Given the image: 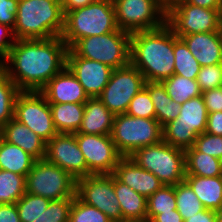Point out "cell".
Instances as JSON below:
<instances>
[{
  "label": "cell",
  "instance_id": "obj_3",
  "mask_svg": "<svg viewBox=\"0 0 222 222\" xmlns=\"http://www.w3.org/2000/svg\"><path fill=\"white\" fill-rule=\"evenodd\" d=\"M64 17L61 0H19L14 36L16 40L61 36Z\"/></svg>",
  "mask_w": 222,
  "mask_h": 222
},
{
  "label": "cell",
  "instance_id": "obj_7",
  "mask_svg": "<svg viewBox=\"0 0 222 222\" xmlns=\"http://www.w3.org/2000/svg\"><path fill=\"white\" fill-rule=\"evenodd\" d=\"M112 140L123 157H129L136 149L154 145L163 140L162 126L156 118L115 115Z\"/></svg>",
  "mask_w": 222,
  "mask_h": 222
},
{
  "label": "cell",
  "instance_id": "obj_30",
  "mask_svg": "<svg viewBox=\"0 0 222 222\" xmlns=\"http://www.w3.org/2000/svg\"><path fill=\"white\" fill-rule=\"evenodd\" d=\"M49 202L45 197L26 192L16 202L21 222H46V208Z\"/></svg>",
  "mask_w": 222,
  "mask_h": 222
},
{
  "label": "cell",
  "instance_id": "obj_37",
  "mask_svg": "<svg viewBox=\"0 0 222 222\" xmlns=\"http://www.w3.org/2000/svg\"><path fill=\"white\" fill-rule=\"evenodd\" d=\"M126 113L134 117L155 118V108L149 92L145 88L130 101Z\"/></svg>",
  "mask_w": 222,
  "mask_h": 222
},
{
  "label": "cell",
  "instance_id": "obj_5",
  "mask_svg": "<svg viewBox=\"0 0 222 222\" xmlns=\"http://www.w3.org/2000/svg\"><path fill=\"white\" fill-rule=\"evenodd\" d=\"M129 158L139 167L153 173L163 185L175 186L185 179V151L163 140L136 149Z\"/></svg>",
  "mask_w": 222,
  "mask_h": 222
},
{
  "label": "cell",
  "instance_id": "obj_38",
  "mask_svg": "<svg viewBox=\"0 0 222 222\" xmlns=\"http://www.w3.org/2000/svg\"><path fill=\"white\" fill-rule=\"evenodd\" d=\"M196 81L201 92L219 88L222 85V63L201 67Z\"/></svg>",
  "mask_w": 222,
  "mask_h": 222
},
{
  "label": "cell",
  "instance_id": "obj_18",
  "mask_svg": "<svg viewBox=\"0 0 222 222\" xmlns=\"http://www.w3.org/2000/svg\"><path fill=\"white\" fill-rule=\"evenodd\" d=\"M40 92L48 103L84 104L89 98L83 86L67 66L57 73Z\"/></svg>",
  "mask_w": 222,
  "mask_h": 222
},
{
  "label": "cell",
  "instance_id": "obj_39",
  "mask_svg": "<svg viewBox=\"0 0 222 222\" xmlns=\"http://www.w3.org/2000/svg\"><path fill=\"white\" fill-rule=\"evenodd\" d=\"M194 147L199 152L211 155L222 161V136L204 132L197 136Z\"/></svg>",
  "mask_w": 222,
  "mask_h": 222
},
{
  "label": "cell",
  "instance_id": "obj_2",
  "mask_svg": "<svg viewBox=\"0 0 222 222\" xmlns=\"http://www.w3.org/2000/svg\"><path fill=\"white\" fill-rule=\"evenodd\" d=\"M174 32L165 23L162 27L131 34L130 64L146 82H161L174 74Z\"/></svg>",
  "mask_w": 222,
  "mask_h": 222
},
{
  "label": "cell",
  "instance_id": "obj_27",
  "mask_svg": "<svg viewBox=\"0 0 222 222\" xmlns=\"http://www.w3.org/2000/svg\"><path fill=\"white\" fill-rule=\"evenodd\" d=\"M144 88L149 92L155 118L162 127L178 117L180 104L170 98L161 82H146Z\"/></svg>",
  "mask_w": 222,
  "mask_h": 222
},
{
  "label": "cell",
  "instance_id": "obj_22",
  "mask_svg": "<svg viewBox=\"0 0 222 222\" xmlns=\"http://www.w3.org/2000/svg\"><path fill=\"white\" fill-rule=\"evenodd\" d=\"M84 105V115L77 133L111 135L115 115L98 97H89Z\"/></svg>",
  "mask_w": 222,
  "mask_h": 222
},
{
  "label": "cell",
  "instance_id": "obj_6",
  "mask_svg": "<svg viewBox=\"0 0 222 222\" xmlns=\"http://www.w3.org/2000/svg\"><path fill=\"white\" fill-rule=\"evenodd\" d=\"M131 34L118 29L77 40L70 49L79 57L98 61L112 69L130 64Z\"/></svg>",
  "mask_w": 222,
  "mask_h": 222
},
{
  "label": "cell",
  "instance_id": "obj_23",
  "mask_svg": "<svg viewBox=\"0 0 222 222\" xmlns=\"http://www.w3.org/2000/svg\"><path fill=\"white\" fill-rule=\"evenodd\" d=\"M114 190L120 204L122 221L147 222V198L114 176Z\"/></svg>",
  "mask_w": 222,
  "mask_h": 222
},
{
  "label": "cell",
  "instance_id": "obj_34",
  "mask_svg": "<svg viewBox=\"0 0 222 222\" xmlns=\"http://www.w3.org/2000/svg\"><path fill=\"white\" fill-rule=\"evenodd\" d=\"M176 209L175 186L162 185L147 198V222L155 215Z\"/></svg>",
  "mask_w": 222,
  "mask_h": 222
},
{
  "label": "cell",
  "instance_id": "obj_11",
  "mask_svg": "<svg viewBox=\"0 0 222 222\" xmlns=\"http://www.w3.org/2000/svg\"><path fill=\"white\" fill-rule=\"evenodd\" d=\"M113 5L118 28L130 34L166 23V8L157 0H114Z\"/></svg>",
  "mask_w": 222,
  "mask_h": 222
},
{
  "label": "cell",
  "instance_id": "obj_12",
  "mask_svg": "<svg viewBox=\"0 0 222 222\" xmlns=\"http://www.w3.org/2000/svg\"><path fill=\"white\" fill-rule=\"evenodd\" d=\"M145 83L142 73L131 64L113 69L108 84L98 98L114 115L124 114Z\"/></svg>",
  "mask_w": 222,
  "mask_h": 222
},
{
  "label": "cell",
  "instance_id": "obj_17",
  "mask_svg": "<svg viewBox=\"0 0 222 222\" xmlns=\"http://www.w3.org/2000/svg\"><path fill=\"white\" fill-rule=\"evenodd\" d=\"M66 66L83 86L88 97H98L102 93L113 71L106 64L77 56L70 48Z\"/></svg>",
  "mask_w": 222,
  "mask_h": 222
},
{
  "label": "cell",
  "instance_id": "obj_35",
  "mask_svg": "<svg viewBox=\"0 0 222 222\" xmlns=\"http://www.w3.org/2000/svg\"><path fill=\"white\" fill-rule=\"evenodd\" d=\"M175 196L176 209L183 220L204 209L203 204L185 180L175 185Z\"/></svg>",
  "mask_w": 222,
  "mask_h": 222
},
{
  "label": "cell",
  "instance_id": "obj_28",
  "mask_svg": "<svg viewBox=\"0 0 222 222\" xmlns=\"http://www.w3.org/2000/svg\"><path fill=\"white\" fill-rule=\"evenodd\" d=\"M186 175L201 177L222 176V161L199 152L194 146L185 150Z\"/></svg>",
  "mask_w": 222,
  "mask_h": 222
},
{
  "label": "cell",
  "instance_id": "obj_45",
  "mask_svg": "<svg viewBox=\"0 0 222 222\" xmlns=\"http://www.w3.org/2000/svg\"><path fill=\"white\" fill-rule=\"evenodd\" d=\"M0 222H21L16 203L0 204Z\"/></svg>",
  "mask_w": 222,
  "mask_h": 222
},
{
  "label": "cell",
  "instance_id": "obj_25",
  "mask_svg": "<svg viewBox=\"0 0 222 222\" xmlns=\"http://www.w3.org/2000/svg\"><path fill=\"white\" fill-rule=\"evenodd\" d=\"M54 126L58 133H77L84 115L85 105L77 103H49Z\"/></svg>",
  "mask_w": 222,
  "mask_h": 222
},
{
  "label": "cell",
  "instance_id": "obj_13",
  "mask_svg": "<svg viewBox=\"0 0 222 222\" xmlns=\"http://www.w3.org/2000/svg\"><path fill=\"white\" fill-rule=\"evenodd\" d=\"M14 118L46 143L58 134L45 96L38 91H21L15 100Z\"/></svg>",
  "mask_w": 222,
  "mask_h": 222
},
{
  "label": "cell",
  "instance_id": "obj_46",
  "mask_svg": "<svg viewBox=\"0 0 222 222\" xmlns=\"http://www.w3.org/2000/svg\"><path fill=\"white\" fill-rule=\"evenodd\" d=\"M184 222H216V212L204 208L202 211L184 220Z\"/></svg>",
  "mask_w": 222,
  "mask_h": 222
},
{
  "label": "cell",
  "instance_id": "obj_8",
  "mask_svg": "<svg viewBox=\"0 0 222 222\" xmlns=\"http://www.w3.org/2000/svg\"><path fill=\"white\" fill-rule=\"evenodd\" d=\"M208 111L202 95L180 105L178 117L162 127L163 141L186 150L194 146L199 134L206 131Z\"/></svg>",
  "mask_w": 222,
  "mask_h": 222
},
{
  "label": "cell",
  "instance_id": "obj_43",
  "mask_svg": "<svg viewBox=\"0 0 222 222\" xmlns=\"http://www.w3.org/2000/svg\"><path fill=\"white\" fill-rule=\"evenodd\" d=\"M205 106L208 113L222 111V90L221 87L202 92Z\"/></svg>",
  "mask_w": 222,
  "mask_h": 222
},
{
  "label": "cell",
  "instance_id": "obj_50",
  "mask_svg": "<svg viewBox=\"0 0 222 222\" xmlns=\"http://www.w3.org/2000/svg\"><path fill=\"white\" fill-rule=\"evenodd\" d=\"M159 3H161L166 9L171 6L175 0H157Z\"/></svg>",
  "mask_w": 222,
  "mask_h": 222
},
{
  "label": "cell",
  "instance_id": "obj_32",
  "mask_svg": "<svg viewBox=\"0 0 222 222\" xmlns=\"http://www.w3.org/2000/svg\"><path fill=\"white\" fill-rule=\"evenodd\" d=\"M20 89L0 67V129L14 118L15 100Z\"/></svg>",
  "mask_w": 222,
  "mask_h": 222
},
{
  "label": "cell",
  "instance_id": "obj_15",
  "mask_svg": "<svg viewBox=\"0 0 222 222\" xmlns=\"http://www.w3.org/2000/svg\"><path fill=\"white\" fill-rule=\"evenodd\" d=\"M74 134L86 161V176L113 174L123 156L117 151L111 135Z\"/></svg>",
  "mask_w": 222,
  "mask_h": 222
},
{
  "label": "cell",
  "instance_id": "obj_21",
  "mask_svg": "<svg viewBox=\"0 0 222 222\" xmlns=\"http://www.w3.org/2000/svg\"><path fill=\"white\" fill-rule=\"evenodd\" d=\"M0 136L5 141L21 147L36 160L45 158L46 142L15 118L9 120L0 129Z\"/></svg>",
  "mask_w": 222,
  "mask_h": 222
},
{
  "label": "cell",
  "instance_id": "obj_40",
  "mask_svg": "<svg viewBox=\"0 0 222 222\" xmlns=\"http://www.w3.org/2000/svg\"><path fill=\"white\" fill-rule=\"evenodd\" d=\"M74 197L51 200L46 208V222H69Z\"/></svg>",
  "mask_w": 222,
  "mask_h": 222
},
{
  "label": "cell",
  "instance_id": "obj_48",
  "mask_svg": "<svg viewBox=\"0 0 222 222\" xmlns=\"http://www.w3.org/2000/svg\"><path fill=\"white\" fill-rule=\"evenodd\" d=\"M96 1L97 0H61V5L63 13L65 15L69 11L82 8Z\"/></svg>",
  "mask_w": 222,
  "mask_h": 222
},
{
  "label": "cell",
  "instance_id": "obj_29",
  "mask_svg": "<svg viewBox=\"0 0 222 222\" xmlns=\"http://www.w3.org/2000/svg\"><path fill=\"white\" fill-rule=\"evenodd\" d=\"M170 98L180 105L191 98L198 97L202 94L196 79L173 74L171 77L161 81Z\"/></svg>",
  "mask_w": 222,
  "mask_h": 222
},
{
  "label": "cell",
  "instance_id": "obj_41",
  "mask_svg": "<svg viewBox=\"0 0 222 222\" xmlns=\"http://www.w3.org/2000/svg\"><path fill=\"white\" fill-rule=\"evenodd\" d=\"M19 0H0V24L14 28Z\"/></svg>",
  "mask_w": 222,
  "mask_h": 222
},
{
  "label": "cell",
  "instance_id": "obj_14",
  "mask_svg": "<svg viewBox=\"0 0 222 222\" xmlns=\"http://www.w3.org/2000/svg\"><path fill=\"white\" fill-rule=\"evenodd\" d=\"M76 196L85 204L99 209L113 222L122 221L113 174L88 175L77 179Z\"/></svg>",
  "mask_w": 222,
  "mask_h": 222
},
{
  "label": "cell",
  "instance_id": "obj_36",
  "mask_svg": "<svg viewBox=\"0 0 222 222\" xmlns=\"http://www.w3.org/2000/svg\"><path fill=\"white\" fill-rule=\"evenodd\" d=\"M69 222H113L96 207L85 204L77 196L74 197L70 210Z\"/></svg>",
  "mask_w": 222,
  "mask_h": 222
},
{
  "label": "cell",
  "instance_id": "obj_31",
  "mask_svg": "<svg viewBox=\"0 0 222 222\" xmlns=\"http://www.w3.org/2000/svg\"><path fill=\"white\" fill-rule=\"evenodd\" d=\"M174 74L196 79L200 71V64L192 55L185 42L174 34Z\"/></svg>",
  "mask_w": 222,
  "mask_h": 222
},
{
  "label": "cell",
  "instance_id": "obj_42",
  "mask_svg": "<svg viewBox=\"0 0 222 222\" xmlns=\"http://www.w3.org/2000/svg\"><path fill=\"white\" fill-rule=\"evenodd\" d=\"M15 41L13 29L7 25L0 24V64L6 59Z\"/></svg>",
  "mask_w": 222,
  "mask_h": 222
},
{
  "label": "cell",
  "instance_id": "obj_33",
  "mask_svg": "<svg viewBox=\"0 0 222 222\" xmlns=\"http://www.w3.org/2000/svg\"><path fill=\"white\" fill-rule=\"evenodd\" d=\"M26 177L0 170V204L16 203L26 193Z\"/></svg>",
  "mask_w": 222,
  "mask_h": 222
},
{
  "label": "cell",
  "instance_id": "obj_4",
  "mask_svg": "<svg viewBox=\"0 0 222 222\" xmlns=\"http://www.w3.org/2000/svg\"><path fill=\"white\" fill-rule=\"evenodd\" d=\"M118 29L113 1L97 0L65 14L61 38L70 48L79 39Z\"/></svg>",
  "mask_w": 222,
  "mask_h": 222
},
{
  "label": "cell",
  "instance_id": "obj_26",
  "mask_svg": "<svg viewBox=\"0 0 222 222\" xmlns=\"http://www.w3.org/2000/svg\"><path fill=\"white\" fill-rule=\"evenodd\" d=\"M36 159L21 147L5 141L0 136V170L27 176Z\"/></svg>",
  "mask_w": 222,
  "mask_h": 222
},
{
  "label": "cell",
  "instance_id": "obj_51",
  "mask_svg": "<svg viewBox=\"0 0 222 222\" xmlns=\"http://www.w3.org/2000/svg\"><path fill=\"white\" fill-rule=\"evenodd\" d=\"M216 222H222V207L216 210Z\"/></svg>",
  "mask_w": 222,
  "mask_h": 222
},
{
  "label": "cell",
  "instance_id": "obj_10",
  "mask_svg": "<svg viewBox=\"0 0 222 222\" xmlns=\"http://www.w3.org/2000/svg\"><path fill=\"white\" fill-rule=\"evenodd\" d=\"M26 192L51 200L76 196L77 180L45 159L36 160L26 176Z\"/></svg>",
  "mask_w": 222,
  "mask_h": 222
},
{
  "label": "cell",
  "instance_id": "obj_44",
  "mask_svg": "<svg viewBox=\"0 0 222 222\" xmlns=\"http://www.w3.org/2000/svg\"><path fill=\"white\" fill-rule=\"evenodd\" d=\"M205 132L222 136V111L208 113Z\"/></svg>",
  "mask_w": 222,
  "mask_h": 222
},
{
  "label": "cell",
  "instance_id": "obj_16",
  "mask_svg": "<svg viewBox=\"0 0 222 222\" xmlns=\"http://www.w3.org/2000/svg\"><path fill=\"white\" fill-rule=\"evenodd\" d=\"M51 164L57 165L76 180L86 177V161L75 134L58 133L46 143L45 158Z\"/></svg>",
  "mask_w": 222,
  "mask_h": 222
},
{
  "label": "cell",
  "instance_id": "obj_9",
  "mask_svg": "<svg viewBox=\"0 0 222 222\" xmlns=\"http://www.w3.org/2000/svg\"><path fill=\"white\" fill-rule=\"evenodd\" d=\"M166 24L179 38L189 34L222 31V9L202 8L185 0H175L166 9Z\"/></svg>",
  "mask_w": 222,
  "mask_h": 222
},
{
  "label": "cell",
  "instance_id": "obj_1",
  "mask_svg": "<svg viewBox=\"0 0 222 222\" xmlns=\"http://www.w3.org/2000/svg\"><path fill=\"white\" fill-rule=\"evenodd\" d=\"M68 49L61 36L16 40L0 67L20 91L40 92L66 67Z\"/></svg>",
  "mask_w": 222,
  "mask_h": 222
},
{
  "label": "cell",
  "instance_id": "obj_24",
  "mask_svg": "<svg viewBox=\"0 0 222 222\" xmlns=\"http://www.w3.org/2000/svg\"><path fill=\"white\" fill-rule=\"evenodd\" d=\"M184 180L192 188L205 209L216 211L222 207V176L186 175Z\"/></svg>",
  "mask_w": 222,
  "mask_h": 222
},
{
  "label": "cell",
  "instance_id": "obj_19",
  "mask_svg": "<svg viewBox=\"0 0 222 222\" xmlns=\"http://www.w3.org/2000/svg\"><path fill=\"white\" fill-rule=\"evenodd\" d=\"M113 175L123 184L148 198L163 184L151 172L139 167L131 158L122 157Z\"/></svg>",
  "mask_w": 222,
  "mask_h": 222
},
{
  "label": "cell",
  "instance_id": "obj_49",
  "mask_svg": "<svg viewBox=\"0 0 222 222\" xmlns=\"http://www.w3.org/2000/svg\"><path fill=\"white\" fill-rule=\"evenodd\" d=\"M191 5H197L202 8L222 9V0H185Z\"/></svg>",
  "mask_w": 222,
  "mask_h": 222
},
{
  "label": "cell",
  "instance_id": "obj_47",
  "mask_svg": "<svg viewBox=\"0 0 222 222\" xmlns=\"http://www.w3.org/2000/svg\"><path fill=\"white\" fill-rule=\"evenodd\" d=\"M149 222H184L177 209L155 215Z\"/></svg>",
  "mask_w": 222,
  "mask_h": 222
},
{
  "label": "cell",
  "instance_id": "obj_20",
  "mask_svg": "<svg viewBox=\"0 0 222 222\" xmlns=\"http://www.w3.org/2000/svg\"><path fill=\"white\" fill-rule=\"evenodd\" d=\"M181 39L201 67L222 63V31L189 34Z\"/></svg>",
  "mask_w": 222,
  "mask_h": 222
}]
</instances>
